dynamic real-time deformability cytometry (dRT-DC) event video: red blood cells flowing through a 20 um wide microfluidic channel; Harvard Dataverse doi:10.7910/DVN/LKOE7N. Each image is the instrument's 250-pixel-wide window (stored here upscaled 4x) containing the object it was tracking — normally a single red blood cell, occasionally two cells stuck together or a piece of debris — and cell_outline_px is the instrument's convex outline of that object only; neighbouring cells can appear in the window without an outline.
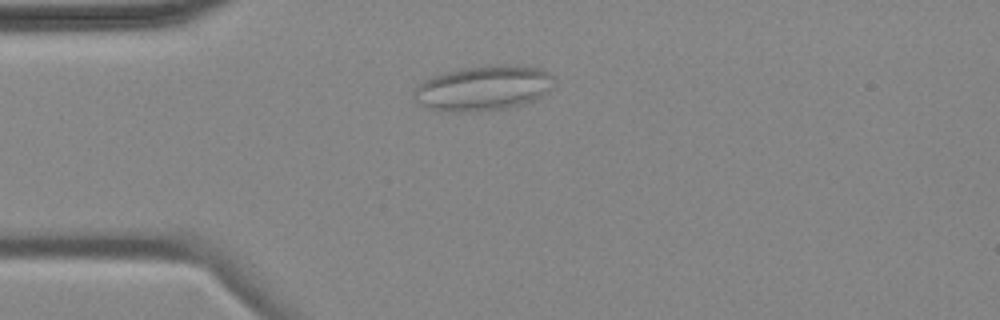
{"species": "common noctule bat (a hibernating species)", "species_latin": "Nyctalus noctula", "temperature_condition": "cold", "stored_images_in_passage": 6, "camera_frame_rate_fps": 3000, "um_per_image_px": 0.085, "animal": {"sex": "female", "body_mass_g": 18.4}, "frame": {"image": 1, "passage_image": 1, "time_ms": 0.0, "image_size_px": [1000, 320], "cell_outline_px": [[556, 76], [548, 88], [540, 96], [516, 108], [480, 112], [444, 112], [428, 108], [416, 104], [412, 100], [412, 92], [424, 80], [432, 76], [464, 68], [492, 64], [516, 64], [540, 68]], "centroid_in_image_um": [41.04, 7.51], "position_along_channel_um": 44.0, "area_um2": 37.51}}